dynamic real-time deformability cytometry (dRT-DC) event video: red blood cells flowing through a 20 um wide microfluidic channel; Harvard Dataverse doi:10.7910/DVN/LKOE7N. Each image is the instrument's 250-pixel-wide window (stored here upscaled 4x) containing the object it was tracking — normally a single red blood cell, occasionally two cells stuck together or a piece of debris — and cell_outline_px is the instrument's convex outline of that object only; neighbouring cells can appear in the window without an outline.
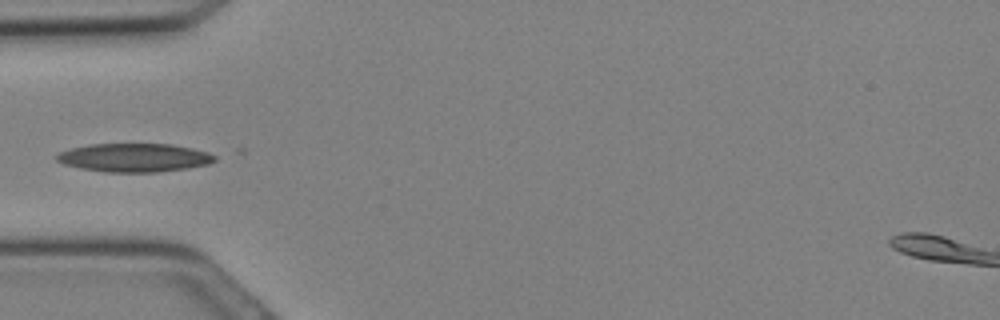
{"species": "Egyptian fruit bat (a non-hibernating species)", "species_latin": "Rousettus aegyptiacus", "temperature_condition": "cold", "stored_images_in_passage": 6, "camera_frame_rate_fps": 3000, "um_per_image_px": 0.085, "animal": {"sex": "female"}, "frame": {"image": 1, "passage_image": 3, "time_ms": 0.667, "image_size_px": [1000, 320], "cell_outline_px": [[216, 160], [208, 164], [184, 168], [156, 172], [104, 172], [80, 168], [64, 164], [56, 160], [56, 156], [60, 152], [72, 148], [88, 144], [172, 144], [192, 148], [216, 156]], "centroid_in_image_um": [11.38, 13.4], "position_along_channel_um": 73.6, "area_um2": 26.01}}
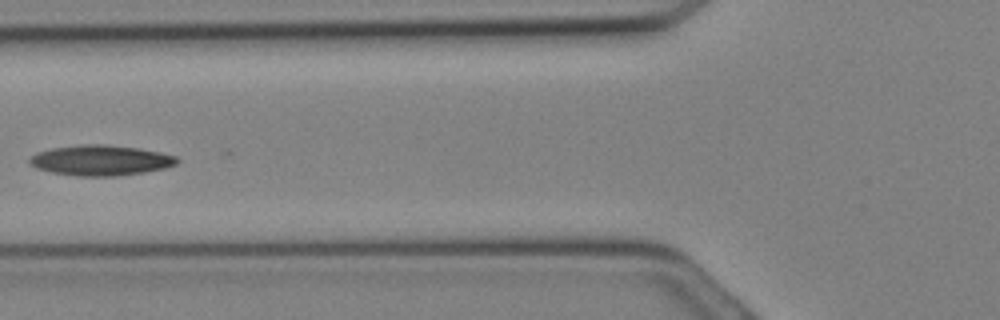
{"frame": {"image": 2, "passage_image": 5, "time_ms": 1.333, "image_size_px": [1000, 320], "cell_outline_px": [[180, 160], [176, 164], [164, 168], [144, 172], [120, 176], [76, 176], [52, 172], [36, 168], [28, 164], [28, 156], [36, 152], [52, 148], [80, 144], [104, 144], [136, 148], [160, 152], [176, 156]], "centroid_in_image_um": [8.5, 13.63], "position_along_channel_um": 117.3, "area_um2": 26.3}}